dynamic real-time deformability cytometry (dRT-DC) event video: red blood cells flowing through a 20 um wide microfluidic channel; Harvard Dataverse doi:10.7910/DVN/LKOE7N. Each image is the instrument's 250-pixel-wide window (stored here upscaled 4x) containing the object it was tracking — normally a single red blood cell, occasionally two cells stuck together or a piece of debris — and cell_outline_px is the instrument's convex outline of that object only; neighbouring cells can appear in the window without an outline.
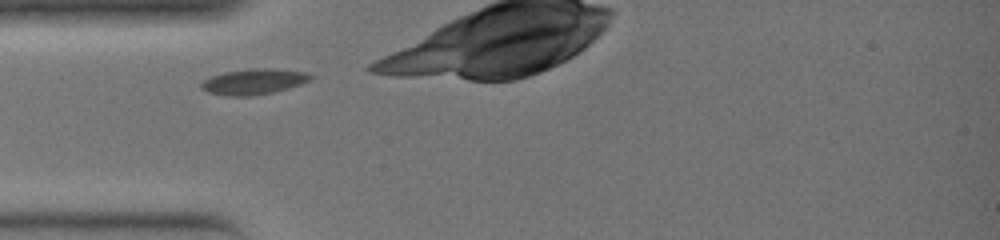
{"species": "common noctule bat (a hibernating species)", "species_latin": "Nyctalus noctula", "temperature_condition": "warm", "stored_images_in_passage": 5, "camera_frame_rate_fps": 3000, "um_per_image_px": 0.085, "animal": {"sex": "female", "body_mass_g": 19.0, "forearm_length_mm": 51.5}, "frame": {"image": 1, "passage_image": 1, "time_ms": 0.0, "image_size_px": [1000, 240], "cell_outline_px": [[316, 76], [300, 84], [288, 88], [272, 92], [252, 96], [228, 96], [208, 92], [200, 88], [200, 84], [204, 80], [212, 76], [224, 72], [252, 68], [264, 68], [308, 72]], "centroid_in_image_um": [21.56, 6.94], "position_along_channel_um": 63.4, "area_um2": 16.24}}